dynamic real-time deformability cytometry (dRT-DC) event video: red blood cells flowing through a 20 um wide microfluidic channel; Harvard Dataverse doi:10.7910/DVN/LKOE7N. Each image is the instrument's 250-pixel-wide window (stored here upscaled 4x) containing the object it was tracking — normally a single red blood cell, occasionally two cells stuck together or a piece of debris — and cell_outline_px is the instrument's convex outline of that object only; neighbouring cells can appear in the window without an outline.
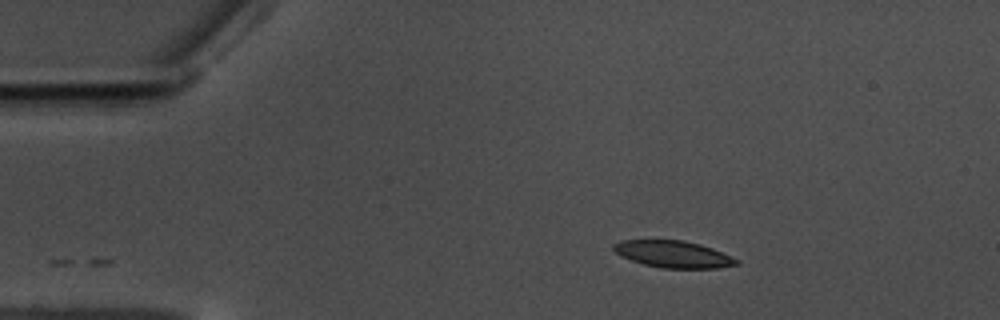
{"species": "common noctule bat (a hibernating species)", "species_latin": "Nyctalus noctula", "temperature_condition": "warm", "stored_images_in_passage": 49, "camera_frame_rate_fps": 3000, "um_per_image_px": 0.085, "animal": {"sex": "male", "body_mass_g": 17.5, "forearm_length_mm": 52.3}, "frame": {"image": 1, "passage_image": 1, "time_ms": 0.0, "image_size_px": [1000, 320], "cell_outline_px": [[740, 264], [716, 268], [660, 268], [644, 264], [632, 260], [616, 252], [612, 248], [612, 244], [620, 240], [684, 240], [700, 244], [712, 248], [732, 256], [740, 260]], "centroid_in_image_um": [57.26, 21.6], "position_along_channel_um": 27.7, "area_um2": 19.25}}
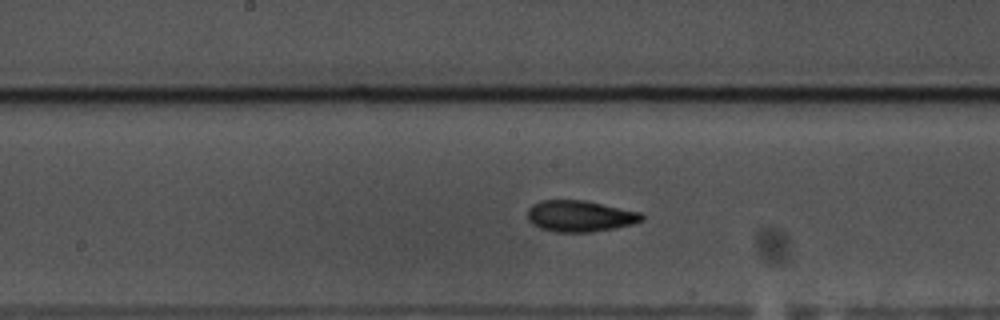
{"frame": {"image": 2, "passage_image": 21, "time_ms": 6.667, "image_size_px": [1000, 320], "cell_outline_px": [[644, 220], [632, 224], [592, 232], [552, 232], [540, 228], [532, 224], [528, 220], [528, 208], [532, 204], [540, 200], [584, 200], [640, 212], [644, 216]], "centroid_in_image_um": [49.26, 18.37], "position_along_channel_um": 198.9, "area_um2": 20.87}}
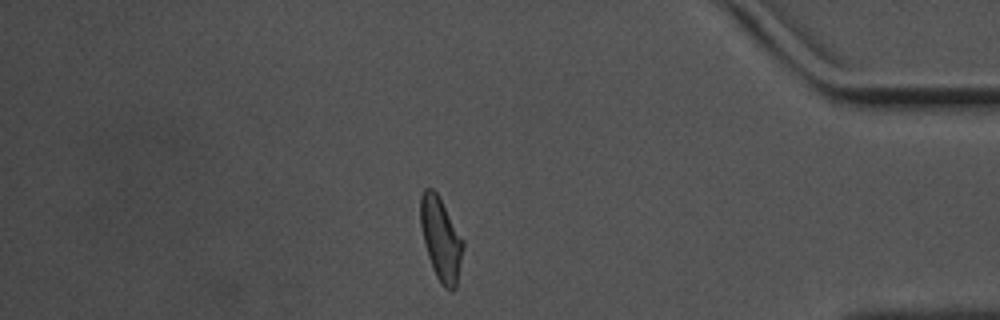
{"frame": {"image": 3, "passage_image": 41, "time_ms": 13.333, "image_size_px": [1000, 320], "cell_outline_px": [[464, 244], [456, 288], [452, 292], [444, 288], [440, 284], [432, 268], [424, 244], [420, 224], [420, 196], [424, 188], [432, 188], [436, 192], [464, 240]], "centroid_in_image_um": [37.47, 20.34], "position_along_channel_um": 397.7, "area_um2": 20.69}, "authors_computed_cell_mechanics": {"area_um2": 20.1144, "velocity_mm_per_s": 3.4954, "shape_relaxation_time_tau1_ms": 4.9492, "shape_relaxation_time_tau2_ms": 2.2392, "deformation_change_tau1": 0.1726, "deformation_change_tau2": 0.0889}}